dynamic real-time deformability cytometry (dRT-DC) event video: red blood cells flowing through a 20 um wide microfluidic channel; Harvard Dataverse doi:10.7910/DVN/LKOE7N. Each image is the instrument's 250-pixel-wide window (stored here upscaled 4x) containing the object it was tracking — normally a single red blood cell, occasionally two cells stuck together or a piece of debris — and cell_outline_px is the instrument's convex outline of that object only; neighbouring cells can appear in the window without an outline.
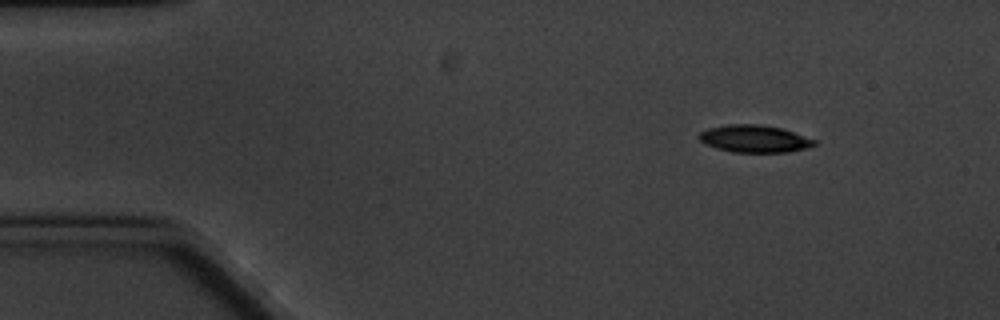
{"species": "common noctule bat (a hibernating species)", "species_latin": "Nyctalus noctula", "temperature_condition": "cold", "stored_images_in_passage": 4, "camera_frame_rate_fps": 3000, "um_per_image_px": 0.085, "animal": {"sex": "male", "body_mass_g": 20.1, "forearm_length_mm": 53.5}, "frame": {"image": 1, "passage_image": 1, "time_ms": 0.0, "image_size_px": [1000, 320], "cell_outline_px": [[816, 144], [804, 148], [788, 152], [732, 152], [716, 148], [704, 144], [700, 140], [700, 132], [708, 128], [728, 124], [756, 124], [780, 128], [816, 140]], "centroid_in_image_um": [64.08, 11.8], "position_along_channel_um": 20.9, "area_um2": 18.09}}
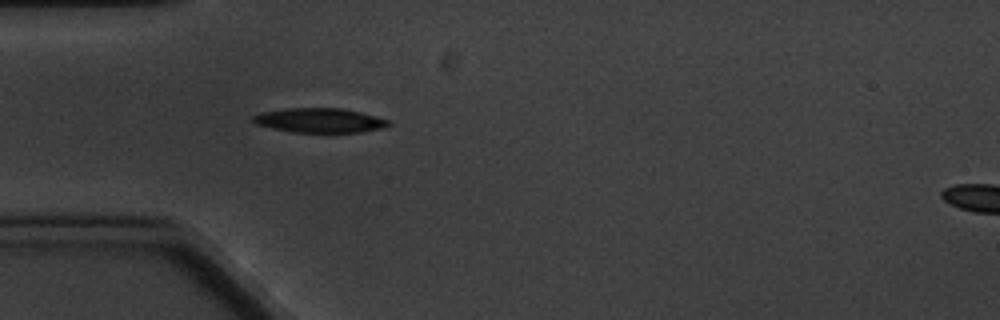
{"frame": {"image": 2, "passage_image": 4, "time_ms": 3.333, "image_size_px": [1000, 320], "cell_outline_px": [[392, 124], [384, 128], [360, 132], [292, 132], [272, 128], [256, 124], [252, 120], [252, 116], [260, 112], [288, 108], [340, 108], [360, 112], [376, 116], [388, 120]], "centroid_in_image_um": [27.17, 10.23], "position_along_channel_um": 57.8, "area_um2": 19.31}}